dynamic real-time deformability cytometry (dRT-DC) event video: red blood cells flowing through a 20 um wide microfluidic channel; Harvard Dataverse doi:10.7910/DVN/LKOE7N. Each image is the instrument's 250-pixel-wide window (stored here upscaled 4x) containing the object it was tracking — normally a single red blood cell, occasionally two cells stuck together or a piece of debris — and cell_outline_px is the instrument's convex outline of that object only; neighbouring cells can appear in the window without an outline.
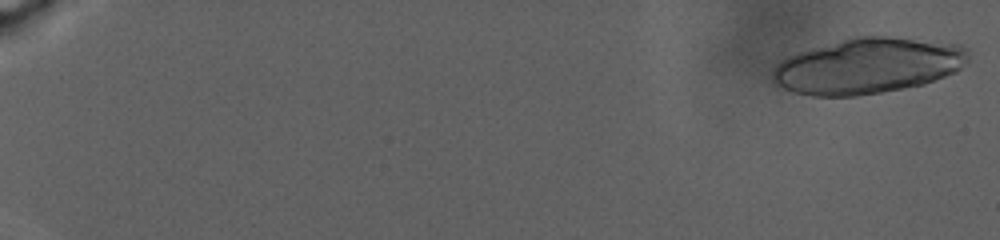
{"species": "human", "species_latin": "Homo sapiens", "temperature_condition": "warm", "stored_images_in_passage": 19, "camera_frame_rate_fps": 3000, "um_per_image_px": 0.085, "donor": {"sex": "male"}, "frame": {"image": 1, "passage_image": 1, "time_ms": 0.0, "image_size_px": [1000, 240], "cell_outline_px": [[968, 60], [956, 72], [924, 84], [880, 92], [856, 96], [812, 96], [792, 92], [776, 84], [772, 80], [772, 72], [776, 64], [788, 56], [796, 52], [852, 36], [892, 36], [960, 44], [968, 48]], "centroid_in_image_um": [73.76, 5.58], "position_along_channel_um": 11.2, "area_um2": 63.87}}
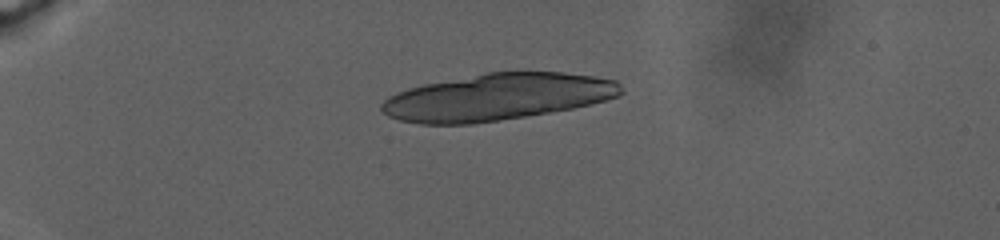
{"frame": {"image": 2, "passage_image": 12, "time_ms": 7.667, "image_size_px": [1000, 240], "cell_outline_px": [[624, 92], [620, 96], [572, 108], [500, 120], [472, 124], [420, 124], [400, 120], [388, 116], [380, 108], [380, 104], [388, 96], [396, 92], [408, 88], [424, 84], [488, 72], [564, 72], [596, 76], [616, 80], [620, 84]], "centroid_in_image_um": [42.26, 8.24], "position_along_channel_um": 42.7, "area_um2": 65.14}}